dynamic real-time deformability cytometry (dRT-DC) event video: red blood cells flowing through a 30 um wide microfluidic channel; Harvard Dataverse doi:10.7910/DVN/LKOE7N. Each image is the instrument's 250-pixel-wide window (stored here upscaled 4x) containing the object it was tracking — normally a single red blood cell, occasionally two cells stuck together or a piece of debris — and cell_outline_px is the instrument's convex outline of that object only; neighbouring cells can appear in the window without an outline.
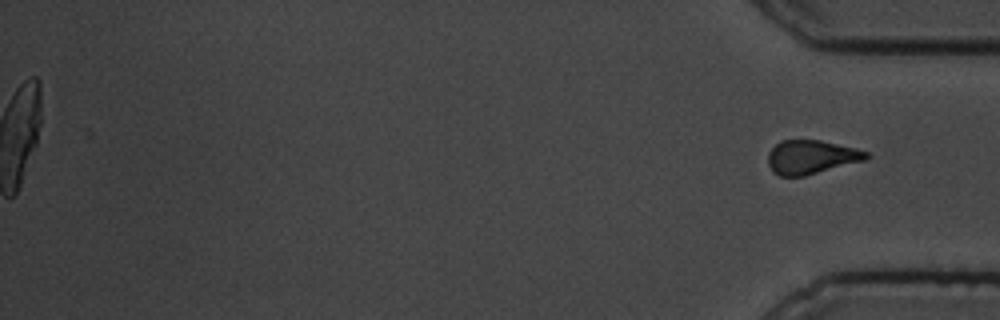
{"species": "common noctule bat (a hibernating species)", "species_latin": "Nyctalus noctula", "temperature_condition": "cold", "stored_images_in_passage": 40, "segment_of_instrument_passage": [2, 2], "camera_frame_rate_fps": 3000, "um_per_image_px": 0.085, "animal": {"sex": "male", "body_mass_g": 19.5, "forearm_length_mm": 54.6}, "frame": {"image": 1, "passage_image": 40, "time_ms": 13.0, "image_size_px": [1000, 320], "cell_outline_px": [[872, 156], [868, 160], [804, 176], [780, 176], [772, 172], [768, 164], [768, 152], [780, 140], [820, 140], [856, 148], [868, 152]], "centroid_in_image_um": [68.99, 13.35], "position_along_channel_um": 366.2, "area_um2": 19.65}}